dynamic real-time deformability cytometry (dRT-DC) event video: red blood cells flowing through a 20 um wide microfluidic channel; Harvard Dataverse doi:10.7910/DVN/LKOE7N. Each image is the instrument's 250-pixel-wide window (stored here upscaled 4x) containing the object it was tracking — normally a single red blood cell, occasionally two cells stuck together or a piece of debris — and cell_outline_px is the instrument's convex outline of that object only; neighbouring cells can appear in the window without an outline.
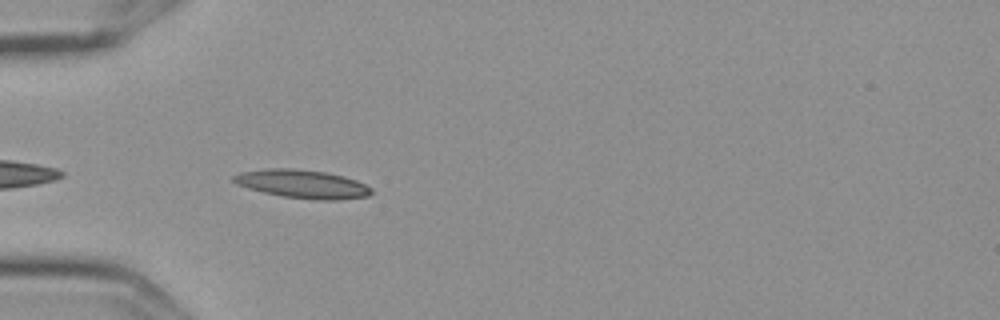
{"species": "Egyptian fruit bat (a non-hibernating species)", "species_latin": "Rousettus aegyptiacus", "temperature_condition": "cold", "stored_images_in_passage": 2, "camera_frame_rate_fps": 3000, "um_per_image_px": 0.085, "frame": {"image": 1, "passage_image": 2, "time_ms": 0.333, "image_size_px": [1000, 320], "cell_outline_px": [[372, 192], [368, 196], [336, 200], [316, 200], [284, 196], [264, 192], [248, 188], [236, 184], [232, 180], [232, 176], [240, 172], [268, 168], [292, 168], [324, 172], [344, 176], [356, 180], [372, 188]], "centroid_in_image_um": [25.69, 15.63], "position_along_channel_um": 59.3, "area_um2": 22.72}}